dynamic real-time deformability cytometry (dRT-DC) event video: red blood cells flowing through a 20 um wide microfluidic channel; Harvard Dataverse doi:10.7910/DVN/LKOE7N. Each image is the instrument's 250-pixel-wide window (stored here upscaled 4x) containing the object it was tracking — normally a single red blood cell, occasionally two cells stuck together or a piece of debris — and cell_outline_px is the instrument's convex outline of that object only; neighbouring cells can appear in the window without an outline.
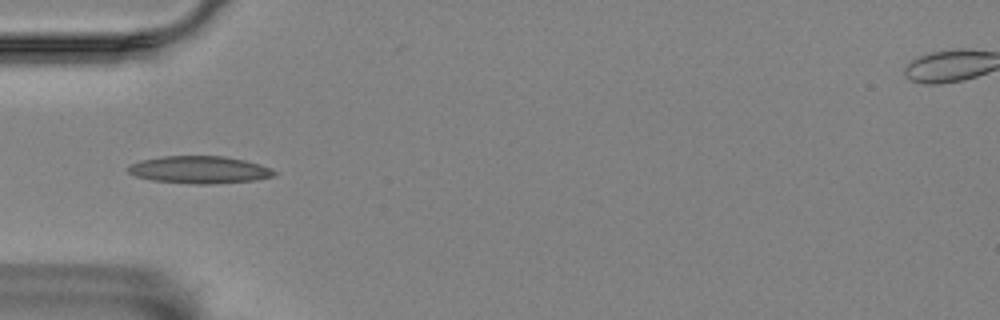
{"species": "Egyptian fruit bat (a non-hibernating species)", "species_latin": "Rousettus aegyptiacus", "temperature_condition": "room temperature", "stored_images_in_passage": 35, "camera_frame_rate_fps": 3000, "um_per_image_px": 0.085, "animal": {"sex": "female"}, "frame": {"image": 1, "passage_image": 1, "time_ms": 0.0, "image_size_px": [1000, 320], "cell_outline_px": [[276, 176], [256, 180], [216, 184], [192, 184], [152, 180], [136, 176], [128, 172], [128, 168], [132, 164], [140, 160], [164, 156], [224, 156], [244, 160], [260, 164], [276, 172]], "centroid_in_image_um": [16.98, 14.44], "position_along_channel_um": 68.0, "area_um2": 23.29}}
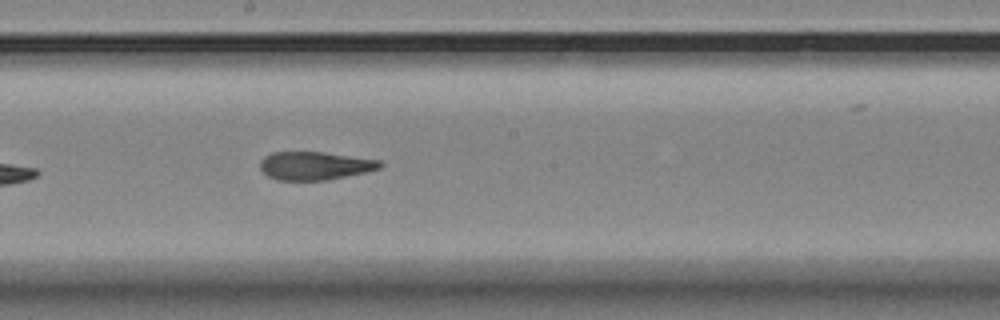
{"frame": {"image": 2, "passage_image": 14, "time_ms": 4.333, "image_size_px": [1000, 320], "cell_outline_px": [[384, 164], [380, 168], [368, 172], [328, 180], [276, 180], [268, 176], [260, 168], [260, 160], [264, 156], [272, 152], [324, 152], [380, 160]], "centroid_in_image_um": [26.78, 14.09], "position_along_channel_um": 221.4, "area_um2": 19.88}}
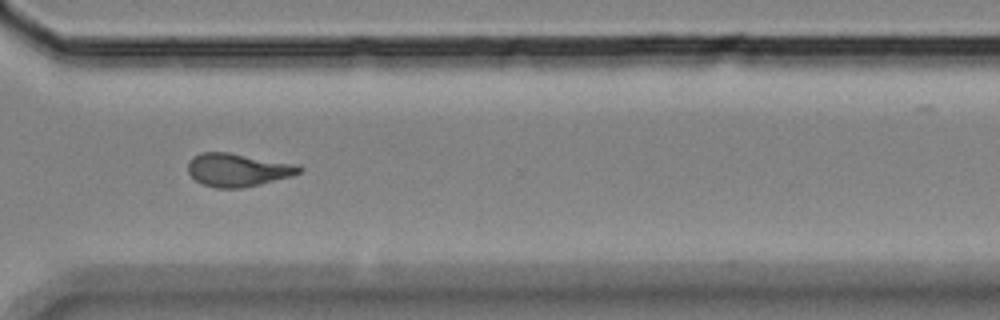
{"frame": {"image": 3, "passage_image": 25, "time_ms": 8.0, "image_size_px": [1000, 320], "cell_outline_px": [[304, 168], [300, 172], [292, 176], [244, 188], [216, 188], [204, 184], [196, 180], [188, 172], [188, 164], [192, 156], [200, 152], [228, 152], [300, 164]], "centroid_in_image_um": [20.25, 14.43], "position_along_channel_um": 350.4, "area_um2": 21.68}, "authors_computed_cell_mechanics": {"area_um2": 20.3456, "velocity_mm_per_s": 3.5193, "shape_relaxation_time_tau1_ms": null, "shape_relaxation_time_tau2_ms": 2.5107, "deformation_change_tau1": null, "deformation_change_tau2": 0.096}}